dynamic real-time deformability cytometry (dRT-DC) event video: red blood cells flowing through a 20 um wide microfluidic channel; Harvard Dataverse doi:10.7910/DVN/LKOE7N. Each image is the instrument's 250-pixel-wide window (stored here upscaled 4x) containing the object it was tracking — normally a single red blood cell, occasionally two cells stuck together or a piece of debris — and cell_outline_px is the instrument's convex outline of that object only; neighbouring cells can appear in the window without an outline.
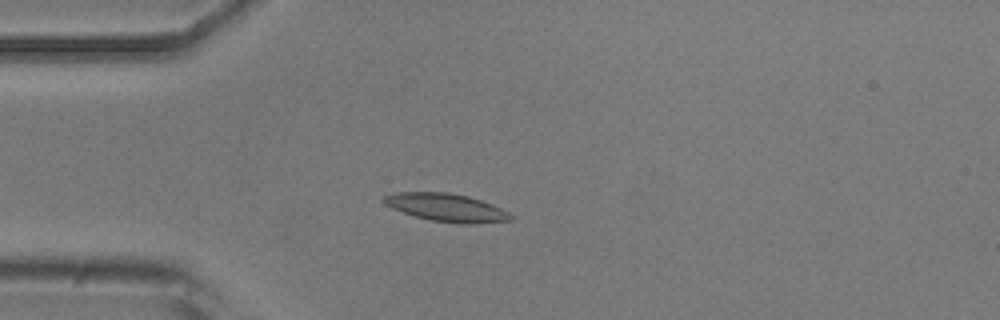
{"species": "common noctule bat (a hibernating species)", "species_latin": "Nyctalus noctula", "temperature_condition": "room temperature", "stored_images_in_passage": 3, "camera_frame_rate_fps": 3000, "um_per_image_px": 0.085, "animal": {"sex": "male", "body_mass_g": 20.5, "forearm_length_mm": 52.5}, "frame": {"image": 1, "passage_image": 3, "time_ms": 2.333, "image_size_px": [1000, 320], "cell_outline_px": [[512, 220], [476, 224], [460, 224], [432, 220], [416, 216], [392, 208], [384, 200], [384, 196], [396, 192], [448, 192], [468, 196], [492, 204], [508, 212], [512, 216]], "centroid_in_image_um": [37.99, 17.64], "position_along_channel_um": 47.0, "area_um2": 20.4}}